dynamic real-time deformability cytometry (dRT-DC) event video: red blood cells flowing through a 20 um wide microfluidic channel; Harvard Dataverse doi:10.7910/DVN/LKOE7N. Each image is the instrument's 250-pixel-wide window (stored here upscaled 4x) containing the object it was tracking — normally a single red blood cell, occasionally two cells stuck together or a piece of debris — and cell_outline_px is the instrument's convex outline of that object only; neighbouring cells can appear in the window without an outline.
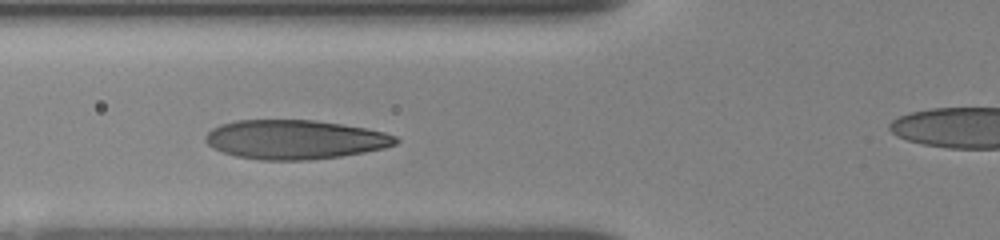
{"species": "human", "species_latin": "Homo sapiens", "temperature_condition": "room temperature", "stored_images_in_passage": 20, "camera_frame_rate_fps": 3000, "um_per_image_px": 0.085, "donor": {"sex": "female"}, "frame": {"image": 1, "passage_image": 15, "time_ms": 4.0, "image_size_px": [1000, 240], "cell_outline_px": [[400, 140], [396, 144], [384, 148], [364, 152], [340, 156], [308, 160], [260, 160], [236, 156], [212, 148], [204, 140], [204, 136], [212, 128], [220, 124], [236, 120], [312, 120], [340, 124], [364, 128], [384, 132], [396, 136]], "centroid_in_image_um": [25.04, 11.86], "position_along_channel_um": 100.8, "area_um2": 43.41}}
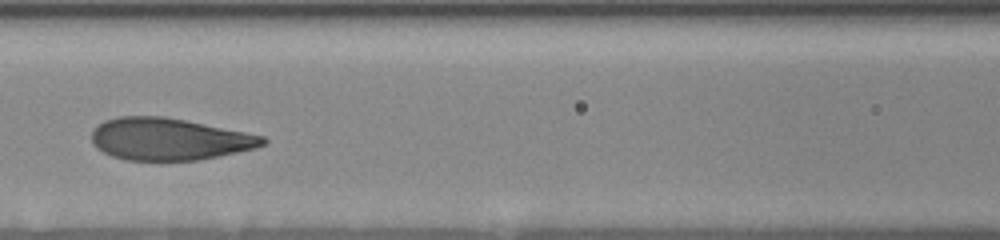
{"frame": {"image": 2, "passage_image": 18, "time_ms": 5.333, "image_size_px": [1000, 240], "cell_outline_px": [[268, 140], [264, 144], [256, 148], [200, 160], [124, 160], [112, 156], [96, 148], [92, 144], [92, 128], [104, 120], [120, 116], [164, 116], [264, 136]], "centroid_in_image_um": [14.33, 11.82], "position_along_channel_um": 152.3, "area_um2": 41.91}}